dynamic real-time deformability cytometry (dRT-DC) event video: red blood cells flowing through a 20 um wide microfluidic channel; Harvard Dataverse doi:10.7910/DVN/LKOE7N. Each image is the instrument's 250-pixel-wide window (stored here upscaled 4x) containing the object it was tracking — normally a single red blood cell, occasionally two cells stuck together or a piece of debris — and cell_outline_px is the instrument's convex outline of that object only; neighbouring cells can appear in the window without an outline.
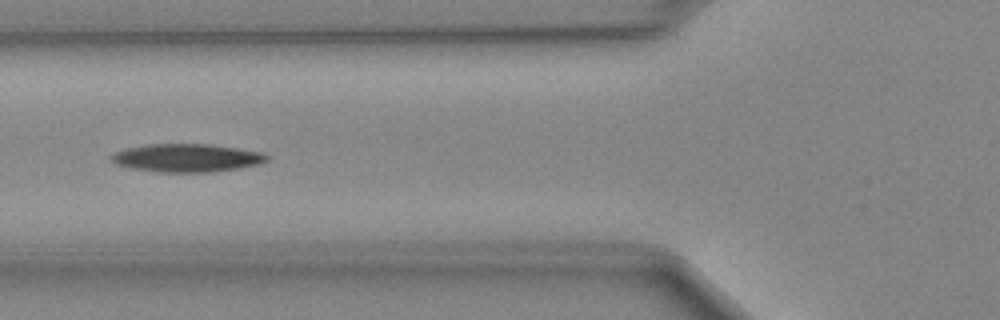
{"species": "Egyptian fruit bat (a non-hibernating species)", "species_latin": "Rousettus aegyptiacus", "temperature_condition": "cold", "stored_images_in_passage": 35, "camera_frame_rate_fps": 3000, "um_per_image_px": 0.085, "animal": {"sex": "female"}, "frame": {"image": 1, "passage_image": 6, "time_ms": 1.667, "image_size_px": [1000, 320], "cell_outline_px": [[268, 160], [260, 164], [212, 172], [156, 172], [132, 168], [116, 164], [112, 160], [112, 156], [116, 152], [128, 148], [148, 144], [208, 144], [240, 148], [264, 152], [268, 156]], "centroid_in_image_um": [15.93, 13.42], "position_along_channel_um": 109.9, "area_um2": 25.37}}
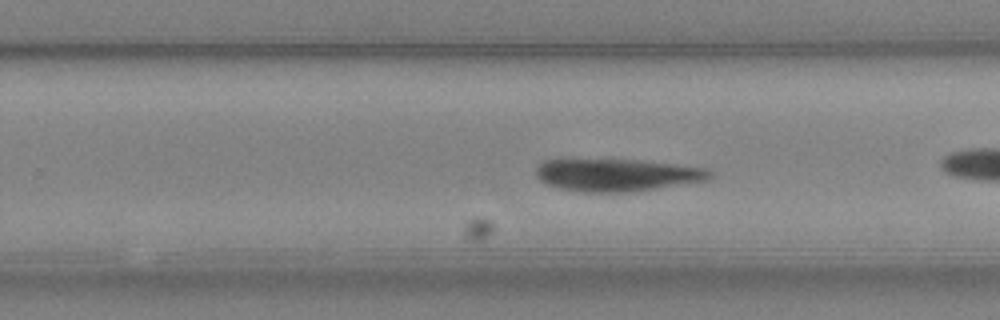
{"frame": {"image": 2, "passage_image": 16, "time_ms": 5.0, "image_size_px": [1000, 320], "cell_outline_px": [[712, 176], [708, 180], [632, 192], [580, 192], [556, 188], [544, 184], [536, 176], [536, 168], [544, 160], [636, 160], [708, 168], [712, 172]], "centroid_in_image_um": [52.42, 14.89], "position_along_channel_um": 277.4, "area_um2": 32.83}}
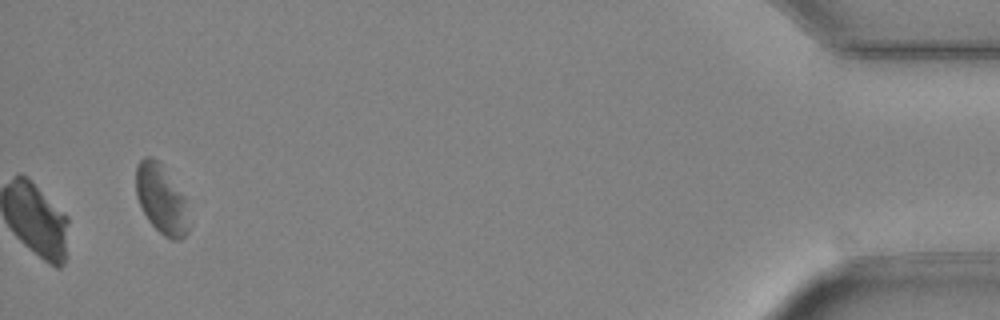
{"frame": {"image": 3, "passage_image": 35, "time_ms": 11.333, "image_size_px": [1000, 320], "cell_outline_px": [[188, 232], [180, 240], [172, 240], [164, 236], [148, 220], [136, 196], [136, 164], [144, 156], [152, 156], [160, 164], [184, 196], [188, 228]], "centroid_in_image_um": [13.68, 16.93], "position_along_channel_um": 421.5, "area_um2": 20.81}}